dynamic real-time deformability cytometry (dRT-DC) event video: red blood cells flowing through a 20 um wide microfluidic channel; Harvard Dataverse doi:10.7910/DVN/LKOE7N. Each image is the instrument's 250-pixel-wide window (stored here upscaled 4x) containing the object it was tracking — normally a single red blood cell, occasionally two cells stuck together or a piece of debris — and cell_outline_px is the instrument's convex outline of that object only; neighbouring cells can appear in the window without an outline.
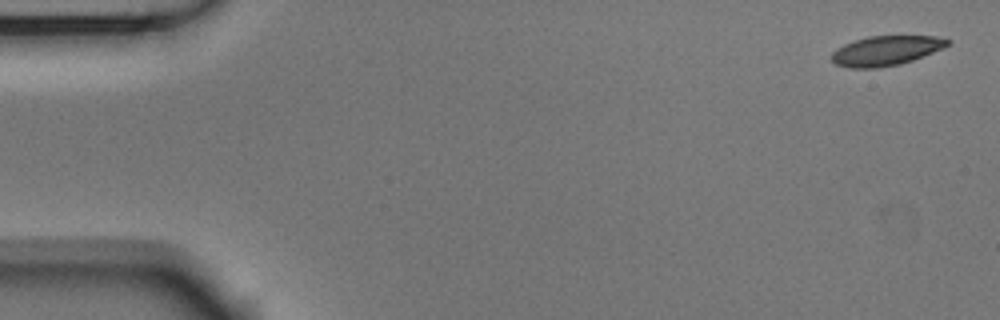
{"species": "Egyptian fruit bat (a non-hibernating species)", "species_latin": "Rousettus aegyptiacus", "temperature_condition": "room temperature", "stored_images_in_passage": 5, "camera_frame_rate_fps": 3000, "um_per_image_px": 0.085, "animal": {"sex": "male"}, "frame": {"image": 1, "passage_image": 1, "time_ms": 0.0, "image_size_px": [1000, 320], "cell_outline_px": [[952, 40], [944, 48], [912, 60], [900, 64], [880, 68], [848, 68], [836, 64], [832, 60], [832, 52], [836, 48], [844, 44], [868, 36], [936, 36]], "centroid_in_image_um": [75.3, 4.31], "position_along_channel_um": 9.7, "area_um2": 20.06}}